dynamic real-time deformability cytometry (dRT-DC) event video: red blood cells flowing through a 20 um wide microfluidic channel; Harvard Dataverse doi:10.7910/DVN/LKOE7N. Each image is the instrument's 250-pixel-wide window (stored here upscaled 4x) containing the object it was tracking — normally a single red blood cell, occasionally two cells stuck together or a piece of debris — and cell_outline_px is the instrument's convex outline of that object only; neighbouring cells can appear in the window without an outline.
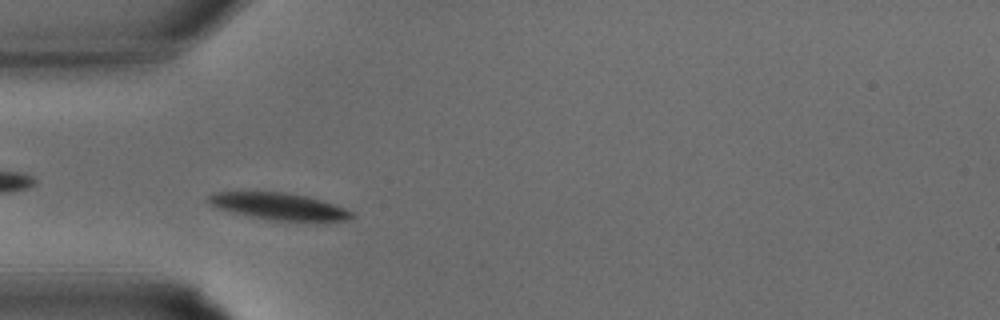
{"species": "common noctule bat (a hibernating species)", "species_latin": "Nyctalus noctula", "temperature_condition": "warm", "stored_images_in_passage": 30, "camera_frame_rate_fps": 3000, "um_per_image_px": 0.085, "animal": {"sex": "male", "body_mass_g": 15.6}, "frame": {"image": 1, "passage_image": 6, "time_ms": 1.667, "image_size_px": [1000, 320], "cell_outline_px": [[356, 216], [348, 220], [276, 220], [252, 216], [220, 208], [208, 204], [208, 196], [216, 192], [284, 192], [308, 196], [344, 208], [352, 212]], "centroid_in_image_um": [23.72, 17.52], "position_along_channel_um": 61.3, "area_um2": 21.68}}
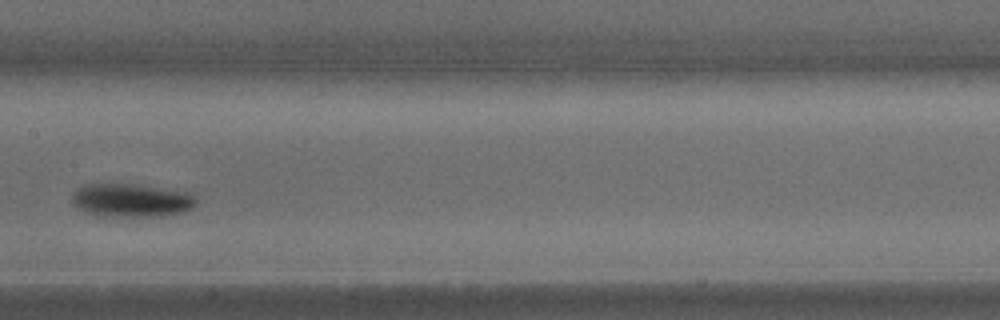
{"frame": {"image": 2, "passage_image": 13, "time_ms": 4.0, "image_size_px": [1000, 320], "cell_outline_px": [[196, 204], [192, 208], [184, 212], [152, 216], [100, 216], [84, 212], [76, 208], [72, 204], [72, 196], [76, 188], [88, 184], [136, 184], [192, 192], [196, 196]], "centroid_in_image_um": [11.16, 17.02], "position_along_channel_um": 196.2, "area_um2": 24.39}}
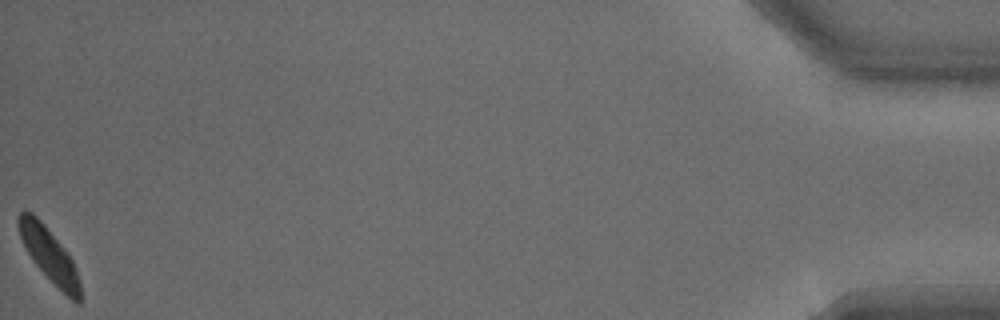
{"frame": {"image": 3, "passage_image": 30, "time_ms": 9.667, "image_size_px": [1000, 320], "cell_outline_px": [[80, 304], [76, 304], [32, 260], [20, 236], [16, 224], [16, 216], [24, 208], [32, 212], [44, 224], [68, 252], [76, 268], [80, 280]], "centroid_in_image_um": [4.16, 21.59], "position_along_channel_um": 431.0, "area_um2": 19.07}}